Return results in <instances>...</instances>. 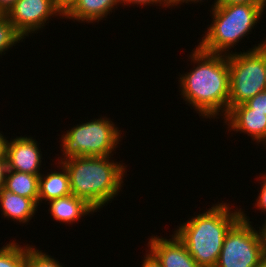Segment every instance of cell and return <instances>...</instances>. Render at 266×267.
<instances>
[{"mask_svg": "<svg viewBox=\"0 0 266 267\" xmlns=\"http://www.w3.org/2000/svg\"><path fill=\"white\" fill-rule=\"evenodd\" d=\"M190 54L196 64L180 74L181 97L206 119H219L229 111L230 72L227 55L204 52L198 46ZM201 114V115H200ZM220 114V115H219Z\"/></svg>", "mask_w": 266, "mask_h": 267, "instance_id": "6da1fadb", "label": "cell"}, {"mask_svg": "<svg viewBox=\"0 0 266 267\" xmlns=\"http://www.w3.org/2000/svg\"><path fill=\"white\" fill-rule=\"evenodd\" d=\"M110 158L112 156H78L60 162L68 170L71 193L96 211L118 196L127 173L124 163Z\"/></svg>", "mask_w": 266, "mask_h": 267, "instance_id": "7a4b0ae2", "label": "cell"}, {"mask_svg": "<svg viewBox=\"0 0 266 267\" xmlns=\"http://www.w3.org/2000/svg\"><path fill=\"white\" fill-rule=\"evenodd\" d=\"M230 206L223 201L216 203L174 231L200 267L216 266L226 233L241 218L242 208L233 210Z\"/></svg>", "mask_w": 266, "mask_h": 267, "instance_id": "3957f363", "label": "cell"}, {"mask_svg": "<svg viewBox=\"0 0 266 267\" xmlns=\"http://www.w3.org/2000/svg\"><path fill=\"white\" fill-rule=\"evenodd\" d=\"M213 20L198 47L204 52L230 55L229 49L238 45L259 23L265 10L254 4H219L211 8Z\"/></svg>", "mask_w": 266, "mask_h": 267, "instance_id": "277c9868", "label": "cell"}, {"mask_svg": "<svg viewBox=\"0 0 266 267\" xmlns=\"http://www.w3.org/2000/svg\"><path fill=\"white\" fill-rule=\"evenodd\" d=\"M116 126L106 116L74 125L61 137V155L64 157H58V163L71 157L114 155L113 151L122 138V131Z\"/></svg>", "mask_w": 266, "mask_h": 267, "instance_id": "5b68a950", "label": "cell"}, {"mask_svg": "<svg viewBox=\"0 0 266 267\" xmlns=\"http://www.w3.org/2000/svg\"><path fill=\"white\" fill-rule=\"evenodd\" d=\"M241 210V218L226 233L215 267H257L266 258L263 227L255 229Z\"/></svg>", "mask_w": 266, "mask_h": 267, "instance_id": "8992f818", "label": "cell"}, {"mask_svg": "<svg viewBox=\"0 0 266 267\" xmlns=\"http://www.w3.org/2000/svg\"><path fill=\"white\" fill-rule=\"evenodd\" d=\"M243 51L227 55L230 72L229 110L266 90L264 40Z\"/></svg>", "mask_w": 266, "mask_h": 267, "instance_id": "52a82bcc", "label": "cell"}, {"mask_svg": "<svg viewBox=\"0 0 266 267\" xmlns=\"http://www.w3.org/2000/svg\"><path fill=\"white\" fill-rule=\"evenodd\" d=\"M5 15L24 38L39 32L49 23L51 17L59 16L64 19L55 0H18Z\"/></svg>", "mask_w": 266, "mask_h": 267, "instance_id": "ba28073f", "label": "cell"}, {"mask_svg": "<svg viewBox=\"0 0 266 267\" xmlns=\"http://www.w3.org/2000/svg\"><path fill=\"white\" fill-rule=\"evenodd\" d=\"M5 157L8 170L40 175L42 154L39 144L33 137H16L7 140Z\"/></svg>", "mask_w": 266, "mask_h": 267, "instance_id": "9c48e42d", "label": "cell"}, {"mask_svg": "<svg viewBox=\"0 0 266 267\" xmlns=\"http://www.w3.org/2000/svg\"><path fill=\"white\" fill-rule=\"evenodd\" d=\"M221 118L230 132L248 134L258 144L266 140V113L253 112V109L243 103L232 107Z\"/></svg>", "mask_w": 266, "mask_h": 267, "instance_id": "30bf717a", "label": "cell"}, {"mask_svg": "<svg viewBox=\"0 0 266 267\" xmlns=\"http://www.w3.org/2000/svg\"><path fill=\"white\" fill-rule=\"evenodd\" d=\"M171 239L154 236L149 239V250L161 262L162 267H200L188 253L185 244L174 233Z\"/></svg>", "mask_w": 266, "mask_h": 267, "instance_id": "8fae6325", "label": "cell"}, {"mask_svg": "<svg viewBox=\"0 0 266 267\" xmlns=\"http://www.w3.org/2000/svg\"><path fill=\"white\" fill-rule=\"evenodd\" d=\"M49 212L54 220L61 223L72 224L79 222L85 215H92L97 212L85 200L70 194L48 202Z\"/></svg>", "mask_w": 266, "mask_h": 267, "instance_id": "7c38bea8", "label": "cell"}, {"mask_svg": "<svg viewBox=\"0 0 266 267\" xmlns=\"http://www.w3.org/2000/svg\"><path fill=\"white\" fill-rule=\"evenodd\" d=\"M0 209L1 215L8 220L25 224L35 215L38 204L31 198H26L12 191L0 188Z\"/></svg>", "mask_w": 266, "mask_h": 267, "instance_id": "4fadbf2b", "label": "cell"}, {"mask_svg": "<svg viewBox=\"0 0 266 267\" xmlns=\"http://www.w3.org/2000/svg\"><path fill=\"white\" fill-rule=\"evenodd\" d=\"M121 5L120 0H78V2L64 15V18L96 23L110 15ZM111 12V13H110Z\"/></svg>", "mask_w": 266, "mask_h": 267, "instance_id": "5bb4252c", "label": "cell"}, {"mask_svg": "<svg viewBox=\"0 0 266 267\" xmlns=\"http://www.w3.org/2000/svg\"><path fill=\"white\" fill-rule=\"evenodd\" d=\"M58 165L57 168L62 171L45 172L47 174L41 173L39 176L38 206L43 200L47 203V201L72 194L68 170L63 164L58 163Z\"/></svg>", "mask_w": 266, "mask_h": 267, "instance_id": "9a60e30c", "label": "cell"}, {"mask_svg": "<svg viewBox=\"0 0 266 267\" xmlns=\"http://www.w3.org/2000/svg\"><path fill=\"white\" fill-rule=\"evenodd\" d=\"M39 176L20 171L7 170L4 188L14 194L31 198L38 204Z\"/></svg>", "mask_w": 266, "mask_h": 267, "instance_id": "2e32d148", "label": "cell"}, {"mask_svg": "<svg viewBox=\"0 0 266 267\" xmlns=\"http://www.w3.org/2000/svg\"><path fill=\"white\" fill-rule=\"evenodd\" d=\"M13 240L0 248V267H25L28 244L21 247Z\"/></svg>", "mask_w": 266, "mask_h": 267, "instance_id": "e0dca14e", "label": "cell"}, {"mask_svg": "<svg viewBox=\"0 0 266 267\" xmlns=\"http://www.w3.org/2000/svg\"><path fill=\"white\" fill-rule=\"evenodd\" d=\"M25 39L6 15L0 18V55Z\"/></svg>", "mask_w": 266, "mask_h": 267, "instance_id": "ac0fdd59", "label": "cell"}, {"mask_svg": "<svg viewBox=\"0 0 266 267\" xmlns=\"http://www.w3.org/2000/svg\"><path fill=\"white\" fill-rule=\"evenodd\" d=\"M53 256L37 250L33 245H28L25 267H63Z\"/></svg>", "mask_w": 266, "mask_h": 267, "instance_id": "d6986e66", "label": "cell"}, {"mask_svg": "<svg viewBox=\"0 0 266 267\" xmlns=\"http://www.w3.org/2000/svg\"><path fill=\"white\" fill-rule=\"evenodd\" d=\"M245 104L253 109V112L266 113V90L249 99Z\"/></svg>", "mask_w": 266, "mask_h": 267, "instance_id": "ffe728a7", "label": "cell"}, {"mask_svg": "<svg viewBox=\"0 0 266 267\" xmlns=\"http://www.w3.org/2000/svg\"><path fill=\"white\" fill-rule=\"evenodd\" d=\"M261 175V177H260ZM259 175V179H261V188H260V193L257 196L256 202H255V208L258 209L261 212L266 213V173L263 174L261 173ZM263 183V184H262ZM266 222V219L264 220Z\"/></svg>", "mask_w": 266, "mask_h": 267, "instance_id": "44dd1931", "label": "cell"}, {"mask_svg": "<svg viewBox=\"0 0 266 267\" xmlns=\"http://www.w3.org/2000/svg\"><path fill=\"white\" fill-rule=\"evenodd\" d=\"M120 2H121V5H123L124 6V8H125V6L127 5H141V7H142V5L143 6H145V5H150V4H152V5H154L155 6V4L157 5V6H162V7H165V8H170L163 0H120ZM155 3V4H154ZM158 4H160V5H158ZM162 4V5H161Z\"/></svg>", "mask_w": 266, "mask_h": 267, "instance_id": "7402d4cb", "label": "cell"}, {"mask_svg": "<svg viewBox=\"0 0 266 267\" xmlns=\"http://www.w3.org/2000/svg\"><path fill=\"white\" fill-rule=\"evenodd\" d=\"M143 258L142 267H162L161 262L157 257L148 249Z\"/></svg>", "mask_w": 266, "mask_h": 267, "instance_id": "603a6c76", "label": "cell"}, {"mask_svg": "<svg viewBox=\"0 0 266 267\" xmlns=\"http://www.w3.org/2000/svg\"><path fill=\"white\" fill-rule=\"evenodd\" d=\"M219 4H254L266 9V0H220Z\"/></svg>", "mask_w": 266, "mask_h": 267, "instance_id": "cb8c5ba5", "label": "cell"}, {"mask_svg": "<svg viewBox=\"0 0 266 267\" xmlns=\"http://www.w3.org/2000/svg\"><path fill=\"white\" fill-rule=\"evenodd\" d=\"M78 0H55L57 8L65 15Z\"/></svg>", "mask_w": 266, "mask_h": 267, "instance_id": "d4e9b609", "label": "cell"}, {"mask_svg": "<svg viewBox=\"0 0 266 267\" xmlns=\"http://www.w3.org/2000/svg\"><path fill=\"white\" fill-rule=\"evenodd\" d=\"M7 170L6 157H0V188L4 186Z\"/></svg>", "mask_w": 266, "mask_h": 267, "instance_id": "484cf974", "label": "cell"}, {"mask_svg": "<svg viewBox=\"0 0 266 267\" xmlns=\"http://www.w3.org/2000/svg\"><path fill=\"white\" fill-rule=\"evenodd\" d=\"M18 0H0V9L7 13V11L17 2Z\"/></svg>", "mask_w": 266, "mask_h": 267, "instance_id": "4316f807", "label": "cell"}, {"mask_svg": "<svg viewBox=\"0 0 266 267\" xmlns=\"http://www.w3.org/2000/svg\"><path fill=\"white\" fill-rule=\"evenodd\" d=\"M7 138L0 132V157H5Z\"/></svg>", "mask_w": 266, "mask_h": 267, "instance_id": "83f0119b", "label": "cell"}, {"mask_svg": "<svg viewBox=\"0 0 266 267\" xmlns=\"http://www.w3.org/2000/svg\"><path fill=\"white\" fill-rule=\"evenodd\" d=\"M200 1V3L201 2H204L203 0H179L174 6H178V5H180V4H183V3H188L189 4V2L191 3H198ZM219 2H220V0H215L213 3H214V5L212 4V6H211V8H214V7H217L218 5H219Z\"/></svg>", "mask_w": 266, "mask_h": 267, "instance_id": "f1b7e54d", "label": "cell"}, {"mask_svg": "<svg viewBox=\"0 0 266 267\" xmlns=\"http://www.w3.org/2000/svg\"><path fill=\"white\" fill-rule=\"evenodd\" d=\"M170 8L179 1V0H163Z\"/></svg>", "mask_w": 266, "mask_h": 267, "instance_id": "f546056e", "label": "cell"}, {"mask_svg": "<svg viewBox=\"0 0 266 267\" xmlns=\"http://www.w3.org/2000/svg\"><path fill=\"white\" fill-rule=\"evenodd\" d=\"M264 67H265V75H266V37L264 40Z\"/></svg>", "mask_w": 266, "mask_h": 267, "instance_id": "4dcf8cb0", "label": "cell"}, {"mask_svg": "<svg viewBox=\"0 0 266 267\" xmlns=\"http://www.w3.org/2000/svg\"><path fill=\"white\" fill-rule=\"evenodd\" d=\"M257 267H266V258Z\"/></svg>", "mask_w": 266, "mask_h": 267, "instance_id": "1f68e13d", "label": "cell"}, {"mask_svg": "<svg viewBox=\"0 0 266 267\" xmlns=\"http://www.w3.org/2000/svg\"><path fill=\"white\" fill-rule=\"evenodd\" d=\"M263 226V230H264V235H265V238H266V222L264 224H262Z\"/></svg>", "mask_w": 266, "mask_h": 267, "instance_id": "d6a6232c", "label": "cell"}, {"mask_svg": "<svg viewBox=\"0 0 266 267\" xmlns=\"http://www.w3.org/2000/svg\"><path fill=\"white\" fill-rule=\"evenodd\" d=\"M5 14L4 12L0 9V18L3 17Z\"/></svg>", "mask_w": 266, "mask_h": 267, "instance_id": "836d02e7", "label": "cell"}, {"mask_svg": "<svg viewBox=\"0 0 266 267\" xmlns=\"http://www.w3.org/2000/svg\"><path fill=\"white\" fill-rule=\"evenodd\" d=\"M262 145H264L263 147H265V149H266V140L262 143Z\"/></svg>", "mask_w": 266, "mask_h": 267, "instance_id": "e575fe53", "label": "cell"}]
</instances>
